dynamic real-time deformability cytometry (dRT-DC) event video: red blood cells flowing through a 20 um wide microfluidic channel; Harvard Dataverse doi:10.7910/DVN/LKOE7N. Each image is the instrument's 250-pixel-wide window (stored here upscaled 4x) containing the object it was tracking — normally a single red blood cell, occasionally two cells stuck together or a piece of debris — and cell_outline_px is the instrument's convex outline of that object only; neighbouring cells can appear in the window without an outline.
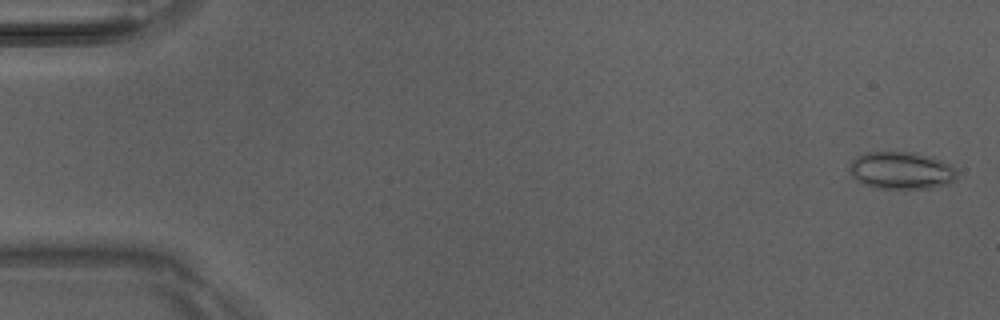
{"species": "Egyptian fruit bat (a non-hibernating species)", "species_latin": "Rousettus aegyptiacus", "temperature_condition": "room temperature", "stored_images_in_passage": 6, "camera_frame_rate_fps": 3000, "um_per_image_px": 0.085, "animal": {"sex": "male"}, "frame": {"image": 1, "passage_image": 1, "time_ms": 0.0, "image_size_px": [1000, 320], "cell_outline_px": [[956, 176], [948, 184], [932, 188], [876, 188], [860, 184], [852, 176], [848, 168], [848, 164], [856, 156], [868, 152], [916, 152], [932, 156], [948, 164], [956, 172]], "centroid_in_image_um": [76.54, 14.49], "position_along_channel_um": 8.5, "area_um2": 23.52}}